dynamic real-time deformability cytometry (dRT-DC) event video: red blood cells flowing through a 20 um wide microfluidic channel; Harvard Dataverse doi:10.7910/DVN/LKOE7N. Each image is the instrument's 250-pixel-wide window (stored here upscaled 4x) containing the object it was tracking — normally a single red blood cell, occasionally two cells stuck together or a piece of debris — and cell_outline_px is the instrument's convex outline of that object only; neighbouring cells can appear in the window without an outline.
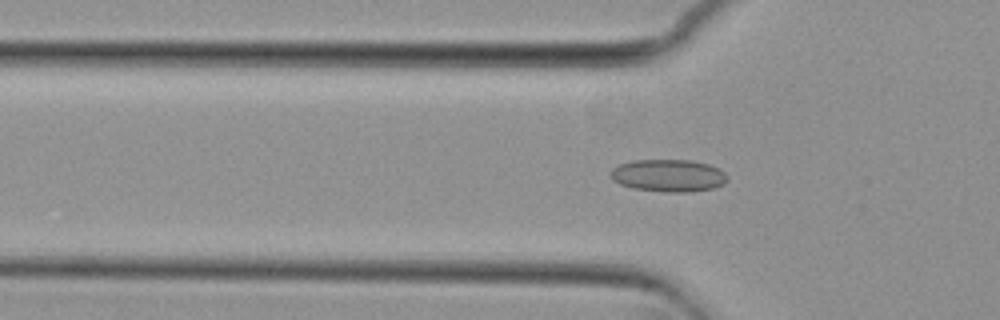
{"species": "common noctule bat (a hibernating species)", "species_latin": "Nyctalus noctula", "temperature_condition": "cold", "stored_images_in_passage": 38, "camera_frame_rate_fps": 3000, "um_per_image_px": 0.085, "animal": {"sex": "female", "body_mass_g": 29.2, "forearm_length_mm": 56.3}, "frame": {"image": 1, "passage_image": 3, "time_ms": 0.667, "image_size_px": [1000, 320], "cell_outline_px": [[728, 176], [724, 184], [712, 188], [688, 192], [668, 192], [632, 188], [620, 184], [612, 180], [612, 168], [620, 164], [636, 160], [688, 160], [708, 164], [724, 172]], "centroid_in_image_um": [56.81, 14.92], "position_along_channel_um": 69.0, "area_um2": 21.79}}
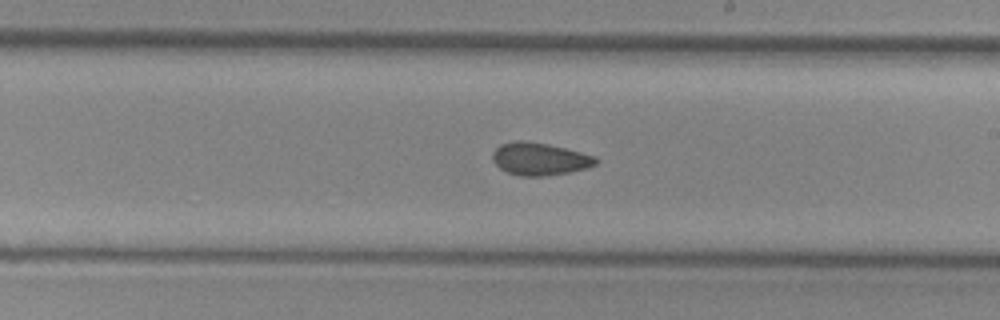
{"frame": {"image": 2, "passage_image": 17, "time_ms": 5.333, "image_size_px": [1000, 320], "cell_outline_px": [[600, 160], [596, 164], [588, 168], [568, 172], [544, 176], [520, 176], [508, 172], [500, 168], [492, 160], [492, 152], [500, 144], [516, 140], [520, 140], [544, 144], [564, 148], [596, 156]], "centroid_in_image_um": [45.87, 13.51], "position_along_channel_um": 243.1, "area_um2": 19.48}}
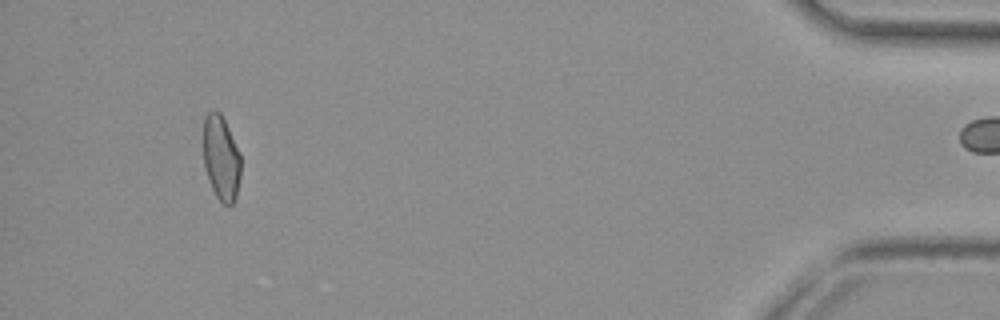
{"frame": {"image": 3, "passage_image": 37, "time_ms": 12.0, "image_size_px": [1000, 320], "cell_outline_px": [[240, 176], [236, 196], [232, 204], [228, 208], [216, 196], [208, 180], [204, 168], [204, 116], [212, 108], [220, 112], [240, 152]], "centroid_in_image_um": [18.79, 13.43], "position_along_channel_um": 416.4, "area_um2": 18.61}, "authors_computed_cell_mechanics": {"area_um2": 19.4786, "velocity_mm_per_s": 3.73, "shape_relaxation_time_tau1_ms": null, "shape_relaxation_time_tau2_ms": 2.9497, "deformation_change_tau1": null, "deformation_change_tau2": 0.0839}}